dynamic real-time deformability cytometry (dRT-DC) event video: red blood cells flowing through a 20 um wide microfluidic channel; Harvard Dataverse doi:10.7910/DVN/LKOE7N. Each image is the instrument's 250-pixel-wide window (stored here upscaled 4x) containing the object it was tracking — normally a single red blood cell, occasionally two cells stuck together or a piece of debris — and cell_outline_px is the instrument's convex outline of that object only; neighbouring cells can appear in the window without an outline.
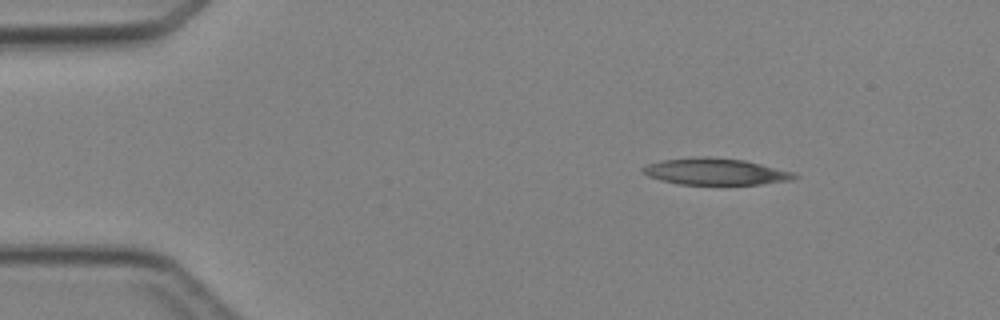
{"species": "Egyptian fruit bat (a non-hibernating species)", "species_latin": "Rousettus aegyptiacus", "temperature_condition": "cold", "stored_images_in_passage": 4, "camera_frame_rate_fps": 3000, "um_per_image_px": 0.085, "animal": {"sex": "female"}, "frame": {"image": 1, "passage_image": 2, "time_ms": 1.333, "image_size_px": [1000, 320], "cell_outline_px": [[800, 176], [792, 180], [760, 184], [676, 184], [660, 180], [648, 176], [640, 172], [640, 168], [648, 164], [660, 160], [692, 156], [708, 156], [744, 160], [796, 172]], "centroid_in_image_um": [60.79, 14.57], "position_along_channel_um": 24.2, "area_um2": 23.87}}
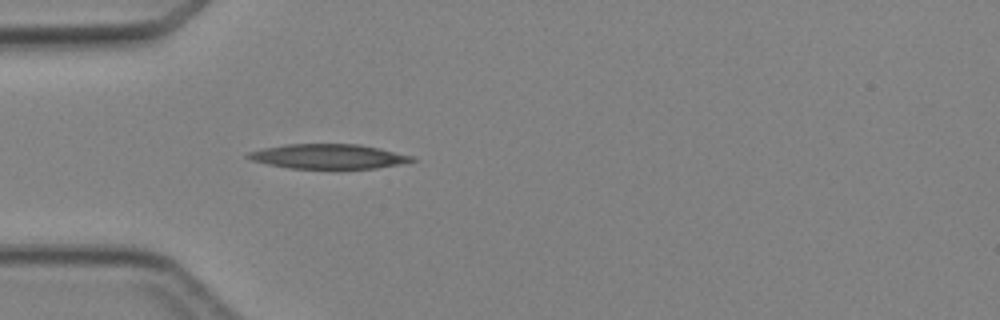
{"frame": {"image": 2, "passage_image": 4, "time_ms": 3.667, "image_size_px": [1000, 320], "cell_outline_px": [[416, 160], [376, 168], [336, 172], [288, 168], [268, 164], [252, 160], [244, 156], [248, 152], [264, 148], [288, 144], [360, 144], [380, 148], [416, 156]], "centroid_in_image_um": [27.94, 13.34], "position_along_channel_um": 57.1, "area_um2": 24.68}}